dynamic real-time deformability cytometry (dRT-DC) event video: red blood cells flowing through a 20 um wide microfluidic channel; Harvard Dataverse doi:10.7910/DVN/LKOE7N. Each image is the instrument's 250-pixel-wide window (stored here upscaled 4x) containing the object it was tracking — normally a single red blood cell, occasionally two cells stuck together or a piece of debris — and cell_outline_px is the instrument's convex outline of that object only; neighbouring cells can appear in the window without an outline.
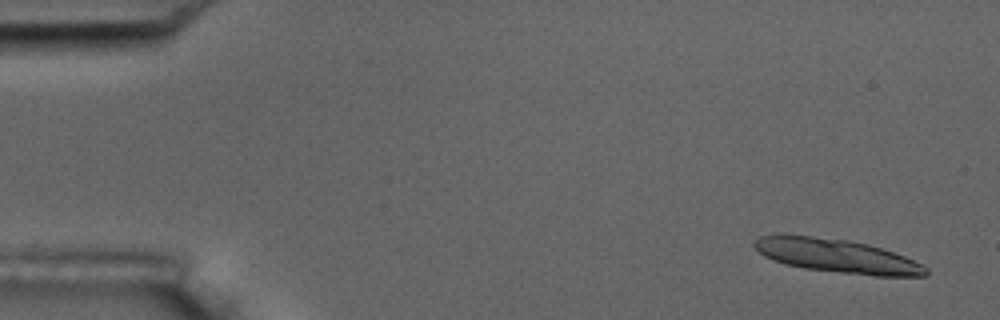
{"species": "common noctule bat (a hibernating species)", "species_latin": "Nyctalus noctula", "temperature_condition": "room temperature", "stored_images_in_passage": 5, "camera_frame_rate_fps": 3000, "um_per_image_px": 0.085, "animal": {"sex": "male", "body_mass_g": 17.5, "forearm_length_mm": 52.3}, "frame": {"image": 1, "passage_image": 1, "time_ms": 0.0, "image_size_px": [1000, 320], "cell_outline_px": [[928, 272], [924, 276], [876, 276], [804, 268], [784, 264], [772, 260], [764, 256], [752, 244], [752, 240], [760, 236], [780, 232], [784, 232], [848, 240], [868, 244], [904, 256], [924, 264], [928, 268]], "centroid_in_image_um": [71.06, 21.72], "position_along_channel_um": 13.9, "area_um2": 34.22}}